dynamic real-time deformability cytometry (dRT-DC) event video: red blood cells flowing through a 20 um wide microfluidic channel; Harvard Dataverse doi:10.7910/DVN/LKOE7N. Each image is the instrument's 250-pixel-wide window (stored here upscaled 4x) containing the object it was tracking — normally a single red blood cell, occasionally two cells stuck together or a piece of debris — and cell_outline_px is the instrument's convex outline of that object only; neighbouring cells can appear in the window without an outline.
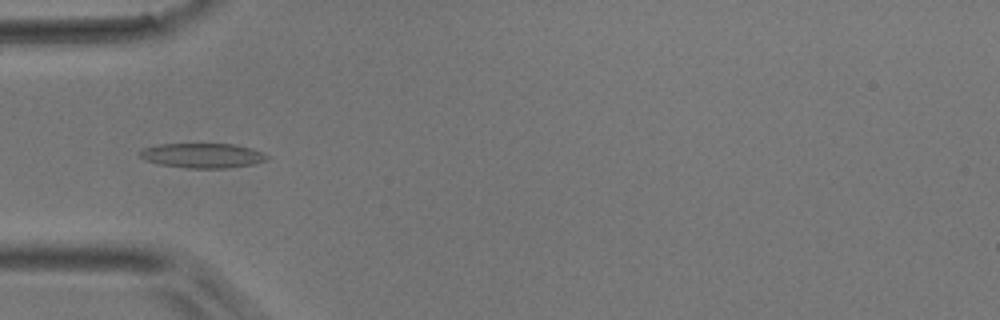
{"species": "common noctule bat (a hibernating species)", "species_latin": "Nyctalus noctula", "temperature_condition": "room temperature", "stored_images_in_passage": 42, "camera_frame_rate_fps": 3000, "um_per_image_px": 0.085, "animal": {"sex": "male", "body_mass_g": 17.9}, "frame": {"image": 1, "passage_image": 9, "time_ms": 2.667, "image_size_px": [1000, 320], "cell_outline_px": [[268, 160], [252, 164], [224, 168], [184, 168], [160, 164], [144, 160], [140, 156], [140, 152], [144, 148], [160, 144], [232, 144], [252, 148], [268, 156]], "centroid_in_image_um": [17.2, 13.22], "position_along_channel_um": 67.8, "area_um2": 18.15}}
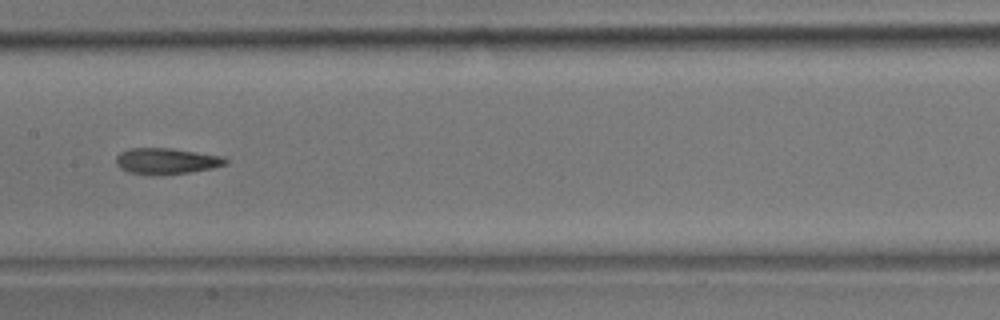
{"frame": {"image": 2, "passage_image": 18, "time_ms": 5.667, "image_size_px": [1000, 320], "cell_outline_px": [[228, 164], [212, 168], [164, 176], [152, 176], [128, 172], [120, 168], [116, 164], [116, 156], [120, 152], [128, 148], [172, 148], [224, 156], [228, 160]], "centroid_in_image_um": [14.14, 13.7], "position_along_channel_um": 193.3, "area_um2": 17.05}}
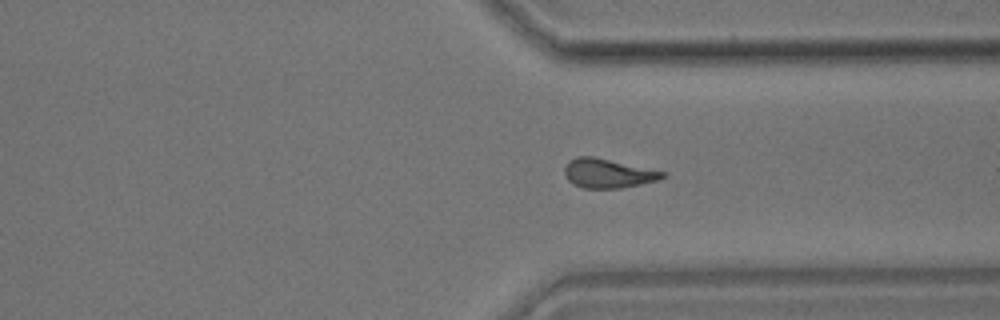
{"frame": {"image": 3, "passage_image": 30, "time_ms": 9.667, "image_size_px": [1000, 320], "cell_outline_px": [[668, 176], [656, 180], [640, 184], [620, 188], [584, 188], [572, 184], [564, 176], [564, 168], [568, 160], [576, 156], [592, 156], [668, 172]], "centroid_in_image_um": [51.66, 14.72], "position_along_channel_um": 359.7, "area_um2": 16.82}}